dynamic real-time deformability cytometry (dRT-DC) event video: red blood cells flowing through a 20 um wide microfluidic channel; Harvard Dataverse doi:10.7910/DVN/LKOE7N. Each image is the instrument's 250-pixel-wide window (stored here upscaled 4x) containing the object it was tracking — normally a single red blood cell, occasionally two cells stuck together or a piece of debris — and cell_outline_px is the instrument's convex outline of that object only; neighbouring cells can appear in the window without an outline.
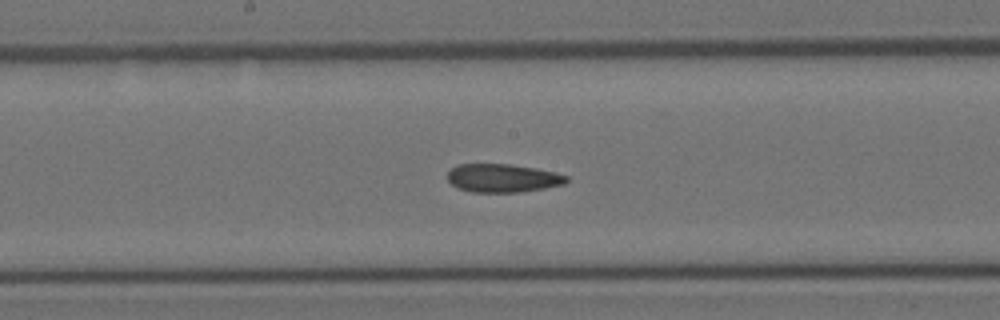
{"species": "Egyptian fruit bat (a non-hibernating species)", "species_latin": "Rousettus aegyptiacus", "temperature_condition": "room temperature", "stored_images_in_passage": 15, "camera_frame_rate_fps": 3000, "um_per_image_px": 0.085, "animal": {"sex": "female"}, "frame": {"image": 1, "passage_image": 8, "time_ms": 2.333, "image_size_px": [1000, 320], "cell_outline_px": [[568, 180], [564, 184], [544, 188], [520, 192], [472, 192], [460, 188], [452, 184], [448, 180], [448, 172], [456, 164], [508, 164], [536, 168], [556, 172], [568, 176]], "centroid_in_image_um": [42.75, 15.13], "position_along_channel_um": 205.5, "area_um2": 19.59}}
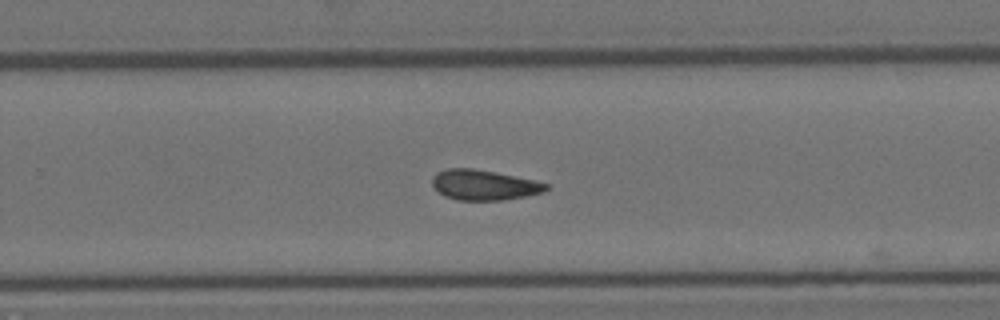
{"frame": {"image": 2, "passage_image": 12, "time_ms": 3.667, "image_size_px": [1000, 320], "cell_outline_px": [[548, 188], [544, 192], [504, 200], [456, 200], [444, 196], [436, 192], [432, 184], [432, 176], [436, 172], [448, 168], [472, 168], [496, 172], [536, 180], [548, 184]], "centroid_in_image_um": [41.1, 15.72], "position_along_channel_um": 288.7, "area_um2": 20.29}}
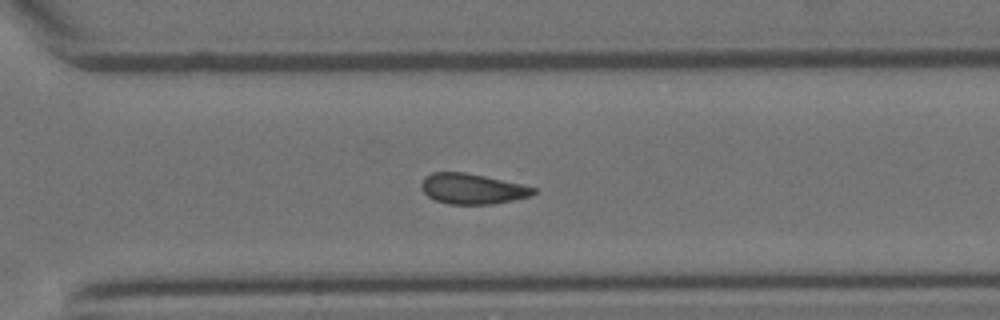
{"frame": {"image": 3, "passage_image": 14, "time_ms": 4.333, "image_size_px": [1000, 320], "cell_outline_px": [[536, 192], [532, 196], [492, 204], [448, 204], [436, 200], [428, 196], [420, 188], [420, 184], [424, 176], [432, 172], [464, 172], [484, 176], [520, 184], [536, 188]], "centroid_in_image_um": [40.11, 16.04], "position_along_channel_um": 330.5, "area_um2": 19.83}}